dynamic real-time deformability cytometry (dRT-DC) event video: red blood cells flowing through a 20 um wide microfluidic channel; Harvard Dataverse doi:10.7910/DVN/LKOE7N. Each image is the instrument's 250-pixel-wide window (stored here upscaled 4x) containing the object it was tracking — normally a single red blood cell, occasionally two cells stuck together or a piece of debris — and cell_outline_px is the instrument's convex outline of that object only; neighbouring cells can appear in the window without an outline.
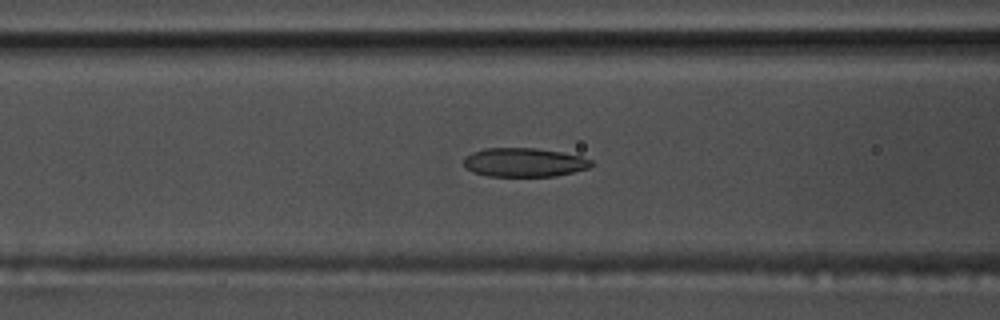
{"species": "common noctule bat (a hibernating species)", "species_latin": "Nyctalus noctula", "temperature_condition": "warm", "stored_images_in_passage": 40, "camera_frame_rate_fps": 3000, "um_per_image_px": 0.085, "animal": {"sex": "male", "body_mass_g": 17.5, "forearm_length_mm": 52.3}, "frame": {"image": 1, "passage_image": 11, "time_ms": 3.333, "image_size_px": [1000, 320], "cell_outline_px": [[592, 164], [588, 168], [556, 176], [488, 176], [472, 172], [464, 168], [464, 156], [472, 152], [484, 148], [536, 148], [560, 152], [580, 156], [592, 160]], "centroid_in_image_um": [44.5, 13.8], "position_along_channel_um": 122.1, "area_um2": 21.5}}
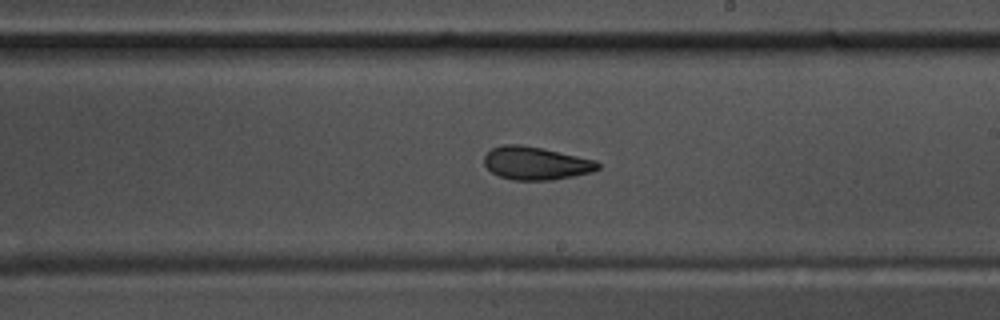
{"frame": {"image": 2, "passage_image": 21, "time_ms": 6.667, "image_size_px": [1000, 320], "cell_outline_px": [[600, 168], [592, 172], [552, 180], [512, 180], [500, 176], [492, 172], [484, 164], [484, 156], [492, 148], [500, 144], [520, 144], [540, 148], [596, 160], [600, 164]], "centroid_in_image_um": [45.54, 13.87], "position_along_channel_um": 243.5, "area_um2": 21.79}}
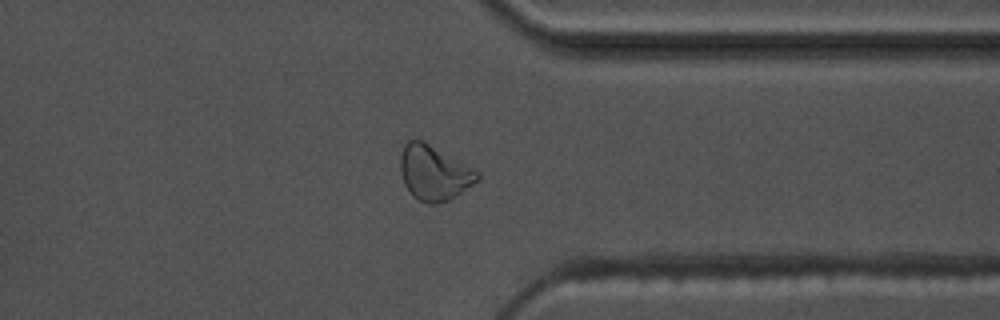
{"frame": {"image": 3, "passage_image": 32, "time_ms": 10.333, "image_size_px": [1000, 320], "cell_outline_px": [[480, 180], [456, 196], [448, 200], [432, 204], [428, 204], [412, 196], [404, 184], [400, 172], [400, 156], [404, 144], [408, 140], [424, 140], [480, 172]], "centroid_in_image_um": [36.89, 14.68], "position_along_channel_um": 374.5, "area_um2": 24.8}}